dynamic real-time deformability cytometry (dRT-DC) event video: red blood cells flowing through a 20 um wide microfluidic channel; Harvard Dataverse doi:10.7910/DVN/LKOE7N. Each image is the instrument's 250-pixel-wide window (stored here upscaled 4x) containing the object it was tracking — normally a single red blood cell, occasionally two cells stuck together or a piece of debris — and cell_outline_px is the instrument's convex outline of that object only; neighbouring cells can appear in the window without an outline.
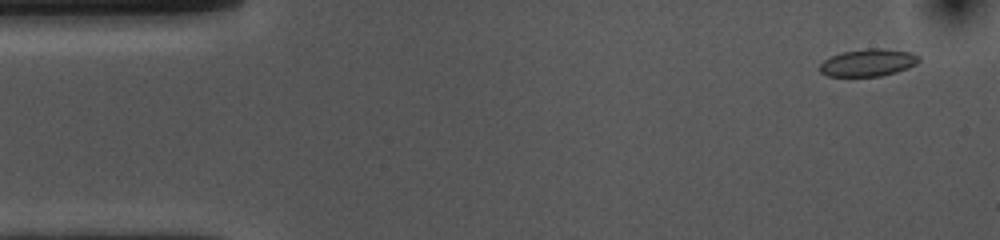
{"species": "common noctule bat (a hibernating species)", "species_latin": "Nyctalus noctula", "temperature_condition": "cold", "stored_images_in_passage": 53, "camera_frame_rate_fps": 3000, "um_per_image_px": 0.085, "animal": {"sex": "female", "body_mass_g": 10.0, "forearm_length_mm": 53.1}, "frame": {"image": 1, "passage_image": 3, "time_ms": 0.667, "image_size_px": [1000, 240], "cell_outline_px": [[920, 60], [916, 64], [908, 68], [896, 72], [880, 76], [828, 76], [820, 72], [820, 64], [824, 60], [832, 56], [844, 52], [868, 48], [880, 48], [912, 52], [920, 56]], "centroid_in_image_um": [73.82, 5.32], "position_along_channel_um": 11.2, "area_um2": 15.72}}
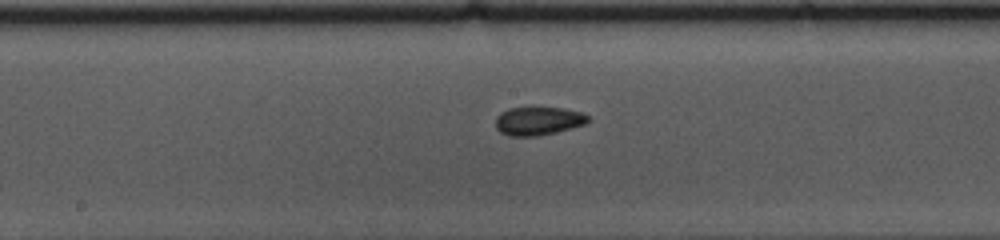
{"frame": {"image": 2, "passage_image": 26, "time_ms": 8.333, "image_size_px": [1000, 240], "cell_outline_px": [[592, 120], [588, 124], [540, 136], [508, 136], [500, 132], [496, 128], [496, 116], [500, 112], [508, 108], [564, 108], [580, 112], [588, 116]], "centroid_in_image_um": [45.77, 10.29], "position_along_channel_um": 202.4, "area_um2": 15.49}}
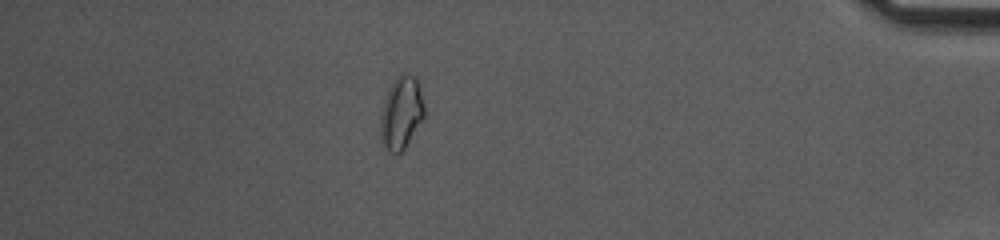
{"frame": {"image": 3, "passage_image": 46, "time_ms": 15.0, "image_size_px": [1000, 240], "cell_outline_px": [[424, 116], [404, 152], [388, 152], [380, 136], [380, 116], [384, 100], [388, 88], [392, 80], [400, 72], [404, 72], [416, 76], [420, 84], [424, 104]], "centroid_in_image_um": [34.12, 9.54], "position_along_channel_um": 401.1, "area_um2": 19.07}, "authors_computed_cell_mechanics": {"area_um2": 15.7216, "velocity_mm_per_s": 3.7192, "shape_relaxation_time_tau1_ms": null, "shape_relaxation_time_tau2_ms": 2.1579, "deformation_change_tau1": null, "deformation_change_tau2": 0.065}}